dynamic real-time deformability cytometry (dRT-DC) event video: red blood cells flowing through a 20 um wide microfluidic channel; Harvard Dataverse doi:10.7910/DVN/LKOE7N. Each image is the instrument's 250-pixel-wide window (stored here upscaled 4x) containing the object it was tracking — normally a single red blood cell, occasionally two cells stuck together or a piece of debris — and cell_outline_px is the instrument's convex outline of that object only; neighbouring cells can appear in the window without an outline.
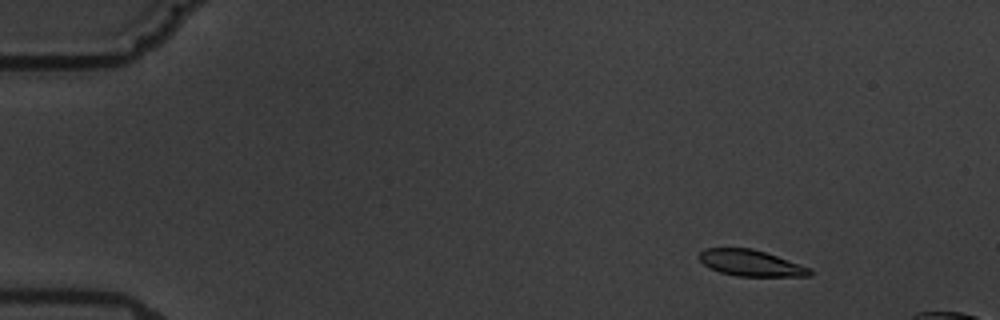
{"species": "common noctule bat (a hibernating species)", "species_latin": "Nyctalus noctula", "temperature_condition": "warm", "stored_images_in_passage": 5, "camera_frame_rate_fps": 3000, "um_per_image_px": 0.085, "animal": {"sex": "male", "body_mass_g": 19.5, "forearm_length_mm": 54.6}, "frame": {"image": 1, "passage_image": 2, "time_ms": 2.0, "image_size_px": [1000, 320], "cell_outline_px": [[812, 276], [736, 276], [720, 272], [708, 268], [696, 256], [704, 248], [752, 248], [812, 268]], "centroid_in_image_um": [63.79, 22.36], "position_along_channel_um": 21.2, "area_um2": 16.94}}